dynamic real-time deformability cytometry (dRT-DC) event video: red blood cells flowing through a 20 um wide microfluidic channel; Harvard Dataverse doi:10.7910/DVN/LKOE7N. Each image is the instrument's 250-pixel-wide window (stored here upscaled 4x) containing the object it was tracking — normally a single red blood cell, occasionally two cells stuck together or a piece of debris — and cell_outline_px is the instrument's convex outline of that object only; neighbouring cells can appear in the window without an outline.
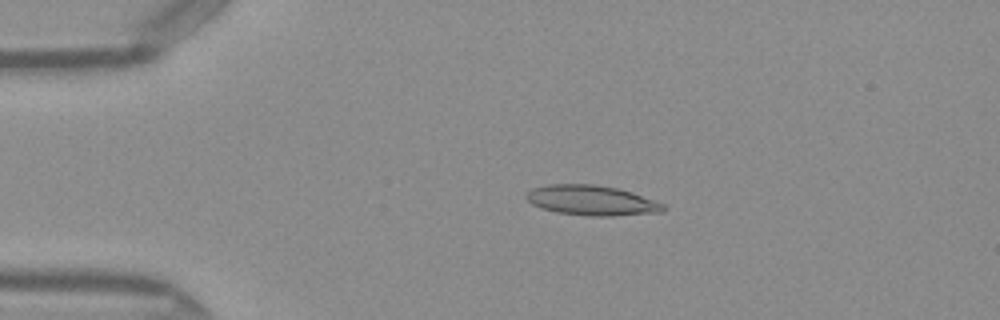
{"species": "Egyptian fruit bat (a non-hibernating species)", "species_latin": "Rousettus aegyptiacus", "temperature_condition": "warm", "stored_images_in_passage": 49, "camera_frame_rate_fps": 3000, "um_per_image_px": 0.085, "frame": {"image": 1, "passage_image": 10, "time_ms": 3.0, "image_size_px": [1000, 320], "cell_outline_px": [[664, 212], [612, 216], [588, 216], [556, 212], [540, 208], [532, 204], [524, 196], [532, 188], [548, 184], [592, 184], [616, 188], [632, 192], [664, 204]], "centroid_in_image_um": [50.26, 17.04], "position_along_channel_um": 34.7, "area_um2": 23.99}}
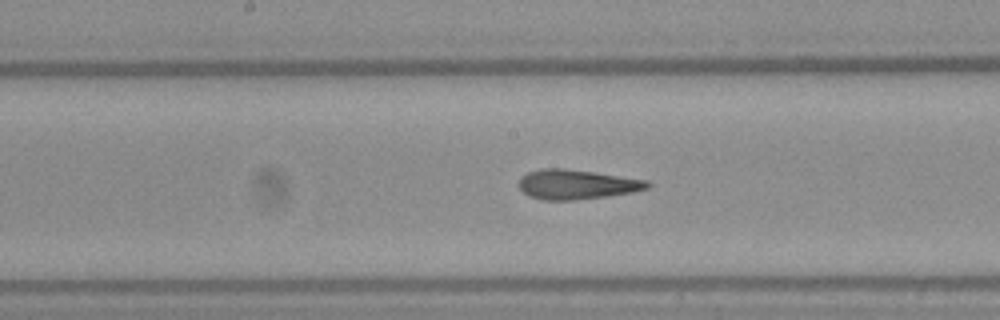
{"frame": {"image": 2, "passage_image": 25, "time_ms": 8.0, "image_size_px": [1000, 320], "cell_outline_px": [[652, 184], [648, 188], [632, 192], [604, 196], [572, 200], [540, 200], [528, 196], [520, 188], [520, 176], [528, 172], [544, 168], [564, 168], [596, 172], [648, 180]], "centroid_in_image_um": [49.01, 15.67], "position_along_channel_um": 199.2, "area_um2": 22.2}}
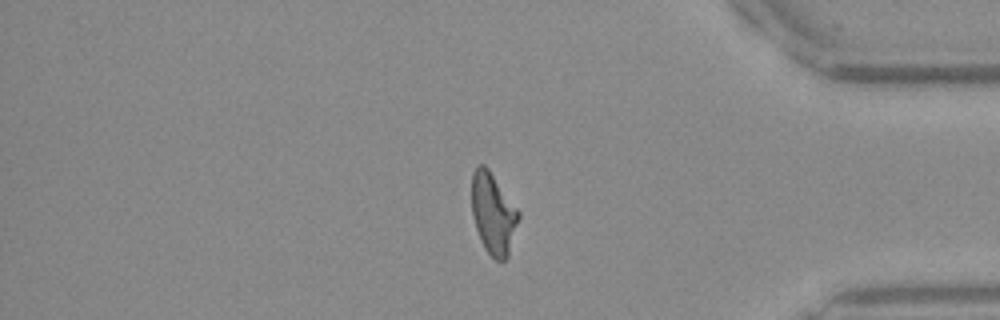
{"frame": {"image": 3, "passage_image": 41, "time_ms": 13.333, "image_size_px": [1000, 320], "cell_outline_px": [[520, 216], [508, 256], [504, 260], [496, 260], [484, 248], [480, 240], [472, 216], [472, 172], [480, 164], [484, 164], [488, 168], [520, 212]], "centroid_in_image_um": [41.92, 18.15], "position_along_channel_um": 393.3, "area_um2": 22.02}, "authors_computed_cell_mechanics": {"area_um2": 22.1374, "velocity_mm_per_s": 4.1186, "shape_relaxation_time_tau1_ms": 10.1017, "shape_relaxation_time_tau2_ms": 1.447, "deformation_change_tau1": 0.3178, "deformation_change_tau2": 0.1188}}